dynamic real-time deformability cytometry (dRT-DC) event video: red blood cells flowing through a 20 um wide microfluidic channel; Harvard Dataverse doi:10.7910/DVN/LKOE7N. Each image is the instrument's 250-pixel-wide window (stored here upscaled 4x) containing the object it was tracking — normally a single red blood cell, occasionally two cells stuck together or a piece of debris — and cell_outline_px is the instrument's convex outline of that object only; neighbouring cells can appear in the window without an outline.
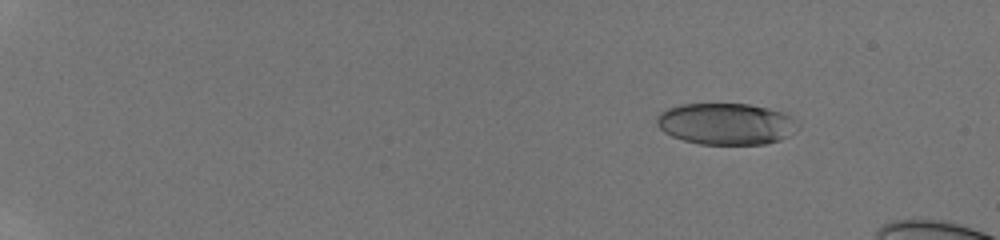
{"species": "human", "species_latin": "Homo sapiens", "temperature_condition": "room temperature", "stored_images_in_passage": 38, "camera_frame_rate_fps": 3000, "um_per_image_px": 0.085, "donor": {"sex": "male"}, "frame": {"image": 1, "passage_image": 5, "time_ms": 1.0, "image_size_px": [1000, 240], "cell_outline_px": [[800, 128], [796, 132], [780, 140], [764, 144], [700, 144], [684, 140], [672, 136], [664, 132], [656, 124], [656, 116], [660, 112], [668, 108], [680, 104], [748, 104], [768, 108], [784, 112], [792, 116], [800, 124]], "centroid_in_image_um": [61.75, 10.52], "position_along_channel_um": 23.2, "area_um2": 34.51}}
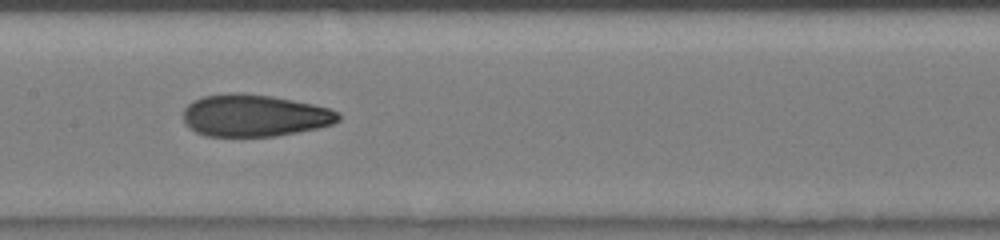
{"frame": {"image": 2, "passage_image": 24, "time_ms": 8.667, "image_size_px": [1000, 240], "cell_outline_px": [[340, 120], [332, 124], [316, 128], [276, 136], [204, 136], [196, 132], [184, 124], [184, 108], [188, 104], [204, 96], [232, 92], [240, 92], [272, 96], [312, 104], [328, 108], [340, 112]], "centroid_in_image_um": [21.62, 9.82], "position_along_channel_um": 185.8, "area_um2": 37.97}}
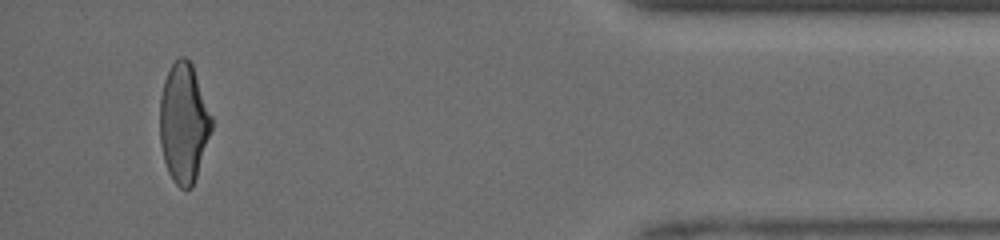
{"frame": {"image": 3, "passage_image": 37, "time_ms": 15.333, "image_size_px": [1000, 240], "cell_outline_px": [[212, 128], [192, 188], [180, 188], [172, 180], [168, 172], [164, 160], [160, 144], [160, 96], [164, 80], [172, 64], [180, 56], [184, 56], [192, 64], [212, 116]], "centroid_in_image_um": [15.6, 10.45], "position_along_channel_um": 419.6, "area_um2": 35.78}, "authors_computed_cell_mechanics": {"area_um2": 36.8475, "velocity_mm_per_s": 4.1685, "shape_relaxation_time_tau1_ms": 7.5841, "shape_relaxation_time_tau2_ms": 1.1358, "deformation_change_tau1": 0.2479, "deformation_change_tau2": 0.0769}}